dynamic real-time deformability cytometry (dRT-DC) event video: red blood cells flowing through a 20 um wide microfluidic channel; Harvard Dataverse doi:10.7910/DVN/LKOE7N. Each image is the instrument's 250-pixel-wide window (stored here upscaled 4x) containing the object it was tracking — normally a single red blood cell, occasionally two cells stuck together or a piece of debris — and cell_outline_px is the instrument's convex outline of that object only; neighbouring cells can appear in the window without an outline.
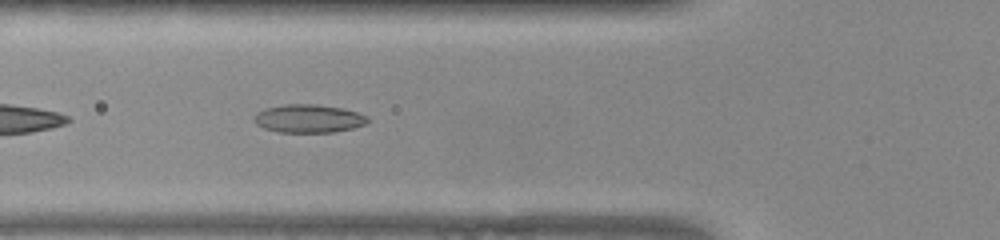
{"species": "common noctule bat (a hibernating species)", "species_latin": "Nyctalus noctula", "temperature_condition": "warm", "stored_images_in_passage": 38, "camera_frame_rate_fps": 3000, "um_per_image_px": 0.085, "animal": {"sex": "female", "body_mass_g": 22.0, "forearm_length_mm": 56.7}, "frame": {"image": 1, "passage_image": 5, "time_ms": 1.333, "image_size_px": [1000, 240], "cell_outline_px": [[368, 120], [364, 124], [352, 128], [332, 132], [280, 132], [264, 128], [256, 124], [252, 120], [252, 116], [256, 112], [264, 108], [284, 104], [316, 104], [340, 108], [356, 112], [368, 116]], "centroid_in_image_um": [26.15, 10.07], "position_along_channel_um": 99.6, "area_um2": 18.67}}
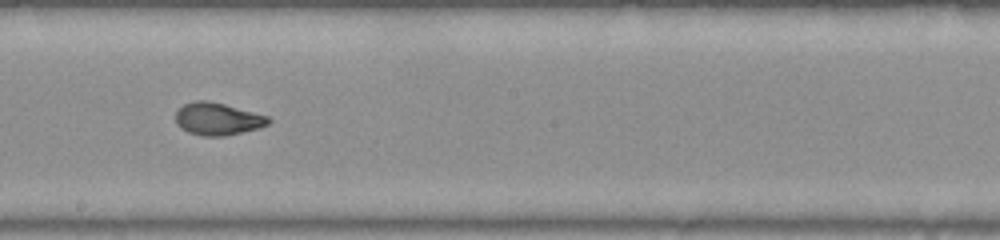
{"frame": {"image": 2, "passage_image": 15, "time_ms": 4.667, "image_size_px": [1000, 240], "cell_outline_px": [[272, 120], [268, 124], [260, 128], [224, 136], [204, 136], [188, 132], [180, 128], [176, 124], [176, 112], [184, 104], [196, 100], [208, 100], [224, 104], [268, 116]], "centroid_in_image_um": [18.5, 10.11], "position_along_channel_um": 229.7, "area_um2": 17.51}}
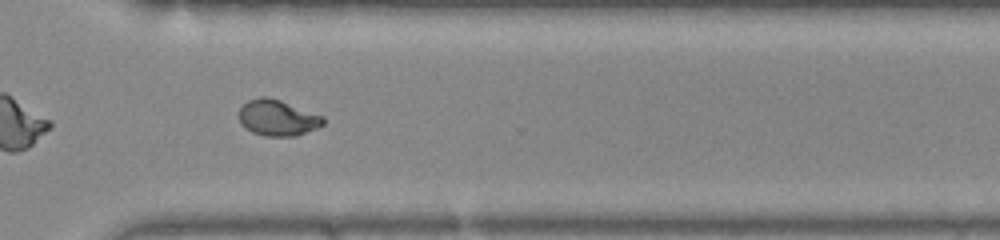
{"frame": {"image": 3, "passage_image": 24, "time_ms": 7.667, "image_size_px": [1000, 240], "cell_outline_px": [[324, 124], [316, 128], [296, 136], [264, 136], [252, 132], [244, 128], [240, 124], [240, 108], [248, 100], [260, 96], [268, 96], [280, 100], [324, 116]], "centroid_in_image_um": [23.58, 10.01], "position_along_channel_um": 347.0, "area_um2": 17.69}, "authors_computed_cell_mechanics": {"area_um2": 17.5134, "velocity_mm_per_s": 3.9095, "shape_relaxation_time_tau1_ms": null, "shape_relaxation_time_tau2_ms": 0.9188, "deformation_change_tau1": null, "deformation_change_tau2": 0.0581}}